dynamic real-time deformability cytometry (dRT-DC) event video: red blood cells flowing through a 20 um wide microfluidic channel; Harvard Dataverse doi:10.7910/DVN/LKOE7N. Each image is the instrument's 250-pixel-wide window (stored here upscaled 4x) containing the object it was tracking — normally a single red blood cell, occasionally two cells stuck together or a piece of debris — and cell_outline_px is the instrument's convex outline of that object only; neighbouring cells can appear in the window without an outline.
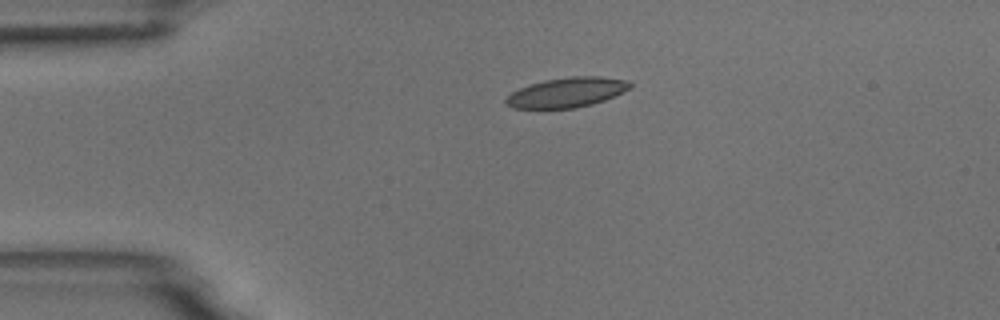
{"species": "common noctule bat (a hibernating species)", "species_latin": "Nyctalus noctula", "temperature_condition": "room temperature", "stored_images_in_passage": 2, "camera_frame_rate_fps": 3000, "um_per_image_px": 0.085, "animal": {"sex": "male", "body_mass_g": 18.8}, "frame": {"image": 1, "passage_image": 1, "time_ms": 0.0, "image_size_px": [1000, 320], "cell_outline_px": [[632, 88], [604, 100], [592, 104], [576, 108], [512, 108], [504, 100], [512, 92], [520, 88], [544, 80], [572, 76], [600, 76], [628, 80], [632, 84]], "centroid_in_image_um": [48.22, 7.85], "position_along_channel_um": 36.8, "area_um2": 21.44}}